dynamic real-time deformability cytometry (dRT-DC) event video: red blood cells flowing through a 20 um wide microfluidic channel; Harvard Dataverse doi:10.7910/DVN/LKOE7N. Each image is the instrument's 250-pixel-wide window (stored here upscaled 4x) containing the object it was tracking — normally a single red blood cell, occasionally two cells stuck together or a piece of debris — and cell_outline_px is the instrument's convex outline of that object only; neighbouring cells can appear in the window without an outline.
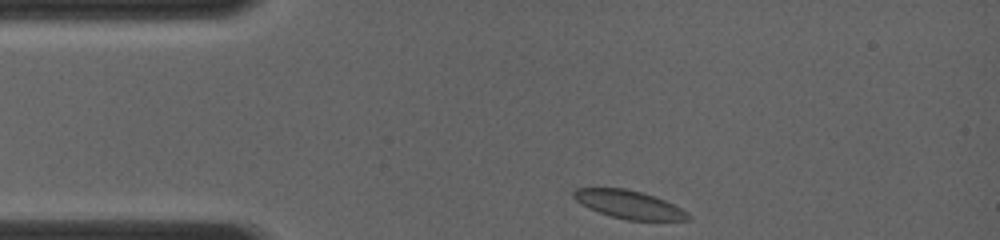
{"species": "common noctule bat (a hibernating species)", "species_latin": "Nyctalus noctula", "temperature_condition": "room temperature", "stored_images_in_passage": 18, "camera_frame_rate_fps": 4000, "um_per_image_px": 0.085, "animal": {"sex": "female", "body_mass_g": 19.0, "forearm_length_mm": 56.7}, "frame": {"image": 1, "passage_image": 1, "time_ms": 0.0, "image_size_px": [1000, 240], "cell_outline_px": [[692, 220], [628, 220], [612, 216], [588, 208], [576, 200], [572, 196], [572, 192], [576, 188], [624, 188], [640, 192], [664, 200], [688, 212], [692, 216]], "centroid_in_image_um": [53.47, 17.39], "position_along_channel_um": 31.5, "area_um2": 18.55}}
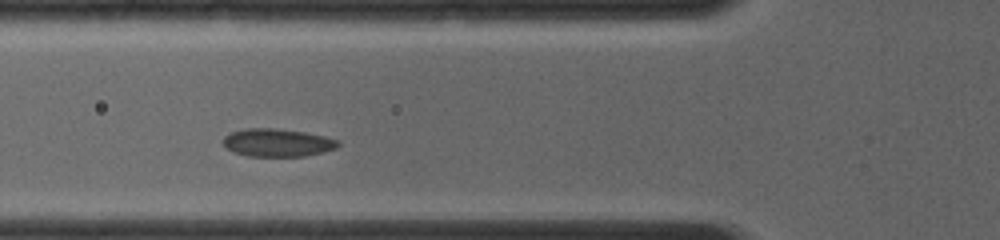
{"frame": {"image": 2, "passage_image": 9, "time_ms": 2.5, "image_size_px": [1000, 240], "cell_outline_px": [[340, 144], [336, 148], [324, 152], [304, 156], [248, 156], [224, 148], [224, 136], [232, 132], [244, 128], [276, 128], [304, 132], [324, 136], [336, 140]], "centroid_in_image_um": [23.56, 12.12], "position_along_channel_um": 102.2, "area_um2": 18.61}}
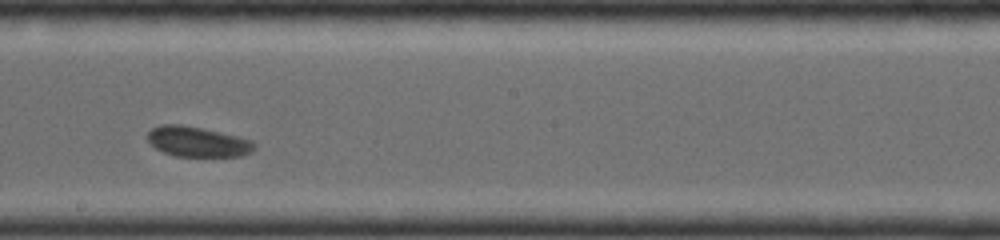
{"frame": {"image": 3, "passage_image": 16, "time_ms": 5.5, "image_size_px": [1000, 240], "cell_outline_px": [[256, 148], [252, 152], [244, 156], [176, 156], [164, 152], [156, 148], [148, 140], [148, 132], [152, 128], [160, 124], [180, 124], [200, 128], [236, 136], [252, 140], [256, 144]], "centroid_in_image_um": [16.82, 12.05], "position_along_channel_um": 231.4, "area_um2": 18.67}}